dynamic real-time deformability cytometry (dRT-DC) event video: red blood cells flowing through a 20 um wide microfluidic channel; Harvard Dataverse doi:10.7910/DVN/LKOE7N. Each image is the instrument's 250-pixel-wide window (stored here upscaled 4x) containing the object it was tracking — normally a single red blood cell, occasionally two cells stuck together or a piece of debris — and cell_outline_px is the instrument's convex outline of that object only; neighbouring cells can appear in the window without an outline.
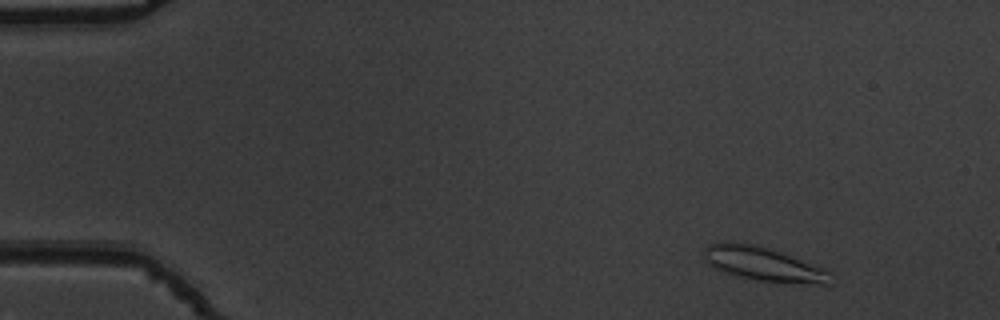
{"species": "common noctule bat (a hibernating species)", "species_latin": "Nyctalus noctula", "temperature_condition": "warm", "stored_images_in_passage": 52, "camera_frame_rate_fps": 3000, "um_per_image_px": 0.085, "animal": {"sex": "male", "body_mass_g": 19.5, "forearm_length_mm": 54.6}, "frame": {"image": 1, "passage_image": 4, "time_ms": 1.0, "image_size_px": [1000, 320], "cell_outline_px": [[828, 284], [784, 284], [756, 280], [724, 272], [716, 268], [708, 260], [704, 252], [704, 248], [708, 244], [728, 240], [752, 244], [768, 248], [780, 252], [824, 268], [828, 272]], "centroid_in_image_um": [64.88, 22.44], "position_along_channel_um": 20.1, "area_um2": 24.8}}
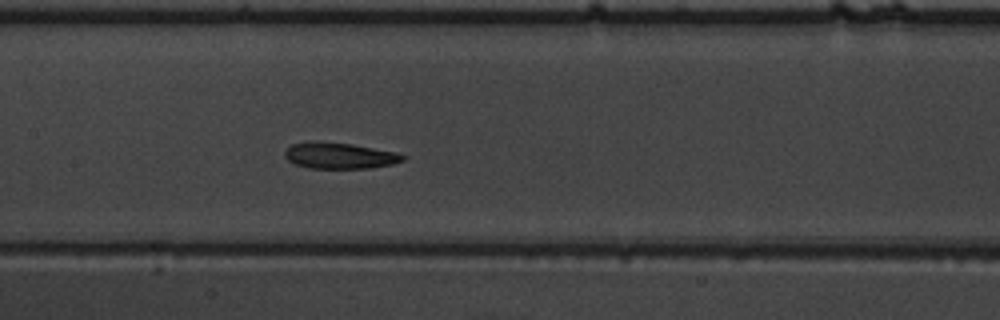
{"frame": {"image": 2, "passage_image": 25, "time_ms": 8.0, "image_size_px": [1000, 320], "cell_outline_px": [[408, 156], [404, 160], [392, 164], [372, 168], [308, 168], [296, 164], [288, 160], [284, 156], [284, 152], [292, 144], [312, 140], [316, 140], [352, 144], [396, 152]], "centroid_in_image_um": [28.86, 13.22], "position_along_channel_um": 178.5, "area_um2": 18.15}}
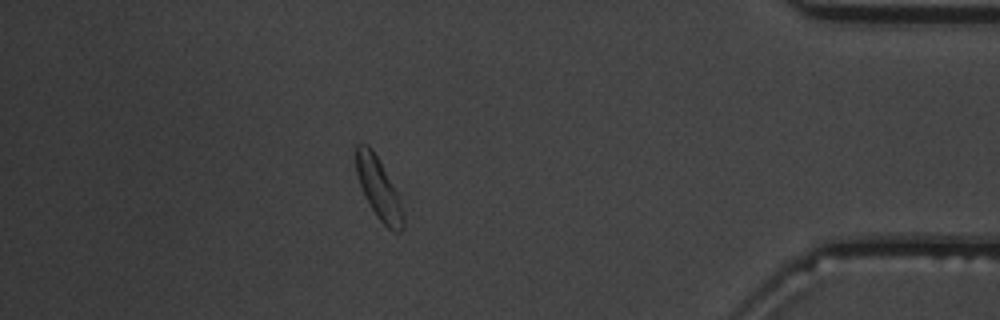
{"frame": {"image": 3, "passage_image": 46, "time_ms": 15.0, "image_size_px": [1000, 320], "cell_outline_px": [[404, 228], [400, 232], [396, 232], [388, 228], [376, 216], [360, 184], [356, 172], [356, 144], [368, 144], [372, 148], [396, 192], [404, 216]], "centroid_in_image_um": [32.18, 16.03], "position_along_channel_um": 403.0, "area_um2": 16.18}, "authors_computed_cell_mechanics": {"area_um2": 18.1781, "velocity_mm_per_s": 3.752, "shape_relaxation_time_tau1_ms": null, "shape_relaxation_time_tau2_ms": 2.684, "deformation_change_tau1": null, "deformation_change_tau2": 0.095}}